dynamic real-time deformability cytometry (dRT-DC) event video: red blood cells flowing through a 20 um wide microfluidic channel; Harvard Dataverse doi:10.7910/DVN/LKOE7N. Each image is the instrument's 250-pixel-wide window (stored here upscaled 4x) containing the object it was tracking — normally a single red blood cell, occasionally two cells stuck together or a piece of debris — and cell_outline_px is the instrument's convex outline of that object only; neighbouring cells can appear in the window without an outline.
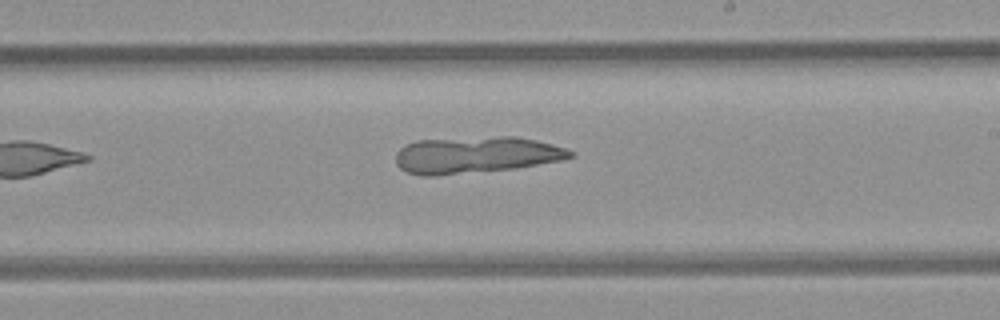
{"species": "common noctule bat (a hibernating species)", "species_latin": "Nyctalus noctula", "temperature_condition": "room temperature", "stored_images_in_passage": 9, "segment_of_instrument_passage": [2, 2], "camera_frame_rate_fps": 3000, "um_per_image_px": 0.085, "animal": {"sex": "female", "body_mass_g": 21.9}, "frame": {"image": 1, "passage_image": 9, "time_ms": 9.333, "image_size_px": [1000, 320], "cell_outline_px": [[576, 156], [560, 160], [516, 168], [436, 176], [420, 176], [408, 172], [400, 168], [396, 164], [396, 152], [404, 144], [416, 140], [500, 136], [516, 136], [536, 140], [552, 144], [576, 152]], "centroid_in_image_um": [40.43, 13.16], "position_along_channel_um": 248.6, "area_um2": 37.51}}